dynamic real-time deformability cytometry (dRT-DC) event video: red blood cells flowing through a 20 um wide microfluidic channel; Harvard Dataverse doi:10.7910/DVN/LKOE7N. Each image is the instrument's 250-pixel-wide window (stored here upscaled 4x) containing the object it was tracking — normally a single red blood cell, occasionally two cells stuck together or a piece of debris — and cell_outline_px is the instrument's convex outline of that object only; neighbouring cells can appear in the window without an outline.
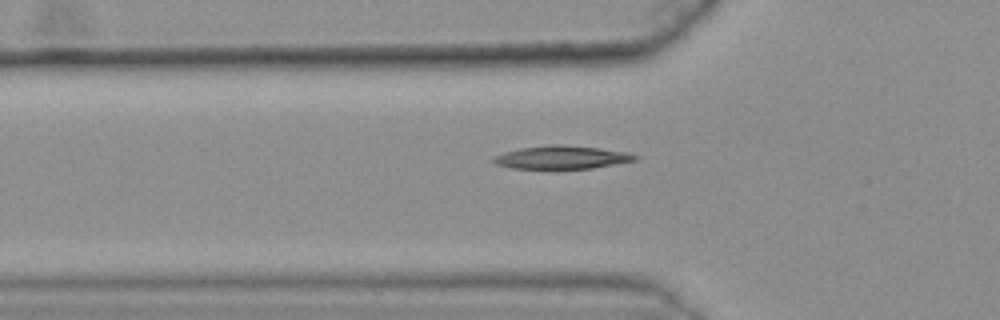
{"species": "common noctule bat (a hibernating species)", "species_latin": "Nyctalus noctula", "temperature_condition": "warm", "stored_images_in_passage": 50, "camera_frame_rate_fps": 3000, "um_per_image_px": 0.085, "animal": {"sex": "female", "body_mass_g": 25.1}, "frame": {"image": 1, "passage_image": 19, "time_ms": 6.0, "image_size_px": [1000, 320], "cell_outline_px": [[640, 156], [636, 160], [592, 168], [512, 168], [496, 164], [488, 160], [492, 156], [504, 152], [520, 148], [552, 144], [564, 144], [600, 148], [628, 152]], "centroid_in_image_um": [47.71, 13.36], "position_along_channel_um": 78.1, "area_um2": 19.19}}
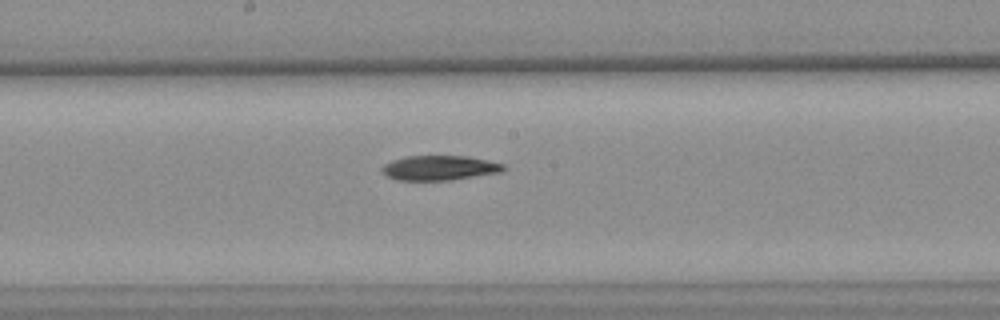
{"frame": {"image": 2, "passage_image": 30, "time_ms": 9.667, "image_size_px": [1000, 320], "cell_outline_px": [[508, 168], [500, 172], [452, 180], [396, 180], [380, 172], [380, 168], [384, 164], [392, 160], [404, 156], [468, 156], [504, 164]], "centroid_in_image_um": [37.33, 14.27], "position_along_channel_um": 210.9, "area_um2": 17.63}}
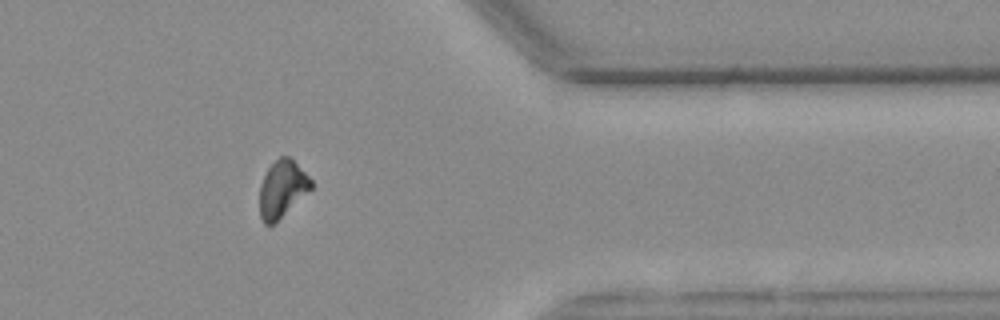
{"frame": {"image": 3, "passage_image": 46, "time_ms": 15.0, "image_size_px": [1000, 320], "cell_outline_px": [[312, 188], [272, 224], [264, 224], [260, 216], [260, 184], [268, 168], [280, 156], [288, 156], [312, 180]], "centroid_in_image_um": [23.96, 16.04], "position_along_channel_um": 387.4, "area_um2": 16.47}, "authors_computed_cell_mechanics": {"area_um2": 18.2937, "velocity_mm_per_s": 3.6177, "shape_relaxation_time_tau1_ms": 8.4699, "shape_relaxation_time_tau2_ms": null, "deformation_change_tau1": 0.1822, "deformation_change_tau2": null}}